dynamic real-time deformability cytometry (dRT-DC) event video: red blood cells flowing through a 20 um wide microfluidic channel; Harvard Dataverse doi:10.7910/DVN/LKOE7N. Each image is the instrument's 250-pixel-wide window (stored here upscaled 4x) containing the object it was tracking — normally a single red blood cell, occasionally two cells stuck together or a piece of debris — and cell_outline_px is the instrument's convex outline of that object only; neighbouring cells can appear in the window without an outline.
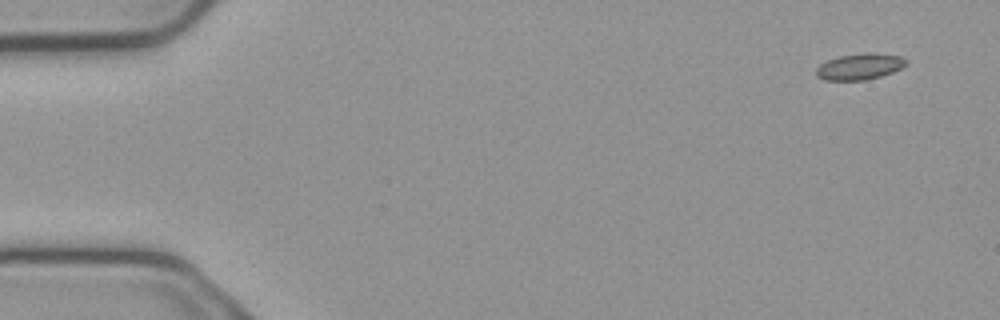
{"species": "common noctule bat (a hibernating species)", "species_latin": "Nyctalus noctula", "temperature_condition": "cold", "stored_images_in_passage": 4, "camera_frame_rate_fps": 3000, "um_per_image_px": 0.085, "animal": {"sex": "male", "body_mass_g": 23.1, "forearm_length_mm": 52.7}, "frame": {"image": 1, "passage_image": 1, "time_ms": 0.0, "image_size_px": [1000, 320], "cell_outline_px": [[908, 64], [892, 72], [880, 76], [864, 80], [824, 80], [816, 76], [816, 68], [820, 64], [828, 60], [840, 56], [868, 52], [900, 56], [908, 60]], "centroid_in_image_um": [73.07, 5.66], "position_along_channel_um": 11.9, "area_um2": 13.64}}